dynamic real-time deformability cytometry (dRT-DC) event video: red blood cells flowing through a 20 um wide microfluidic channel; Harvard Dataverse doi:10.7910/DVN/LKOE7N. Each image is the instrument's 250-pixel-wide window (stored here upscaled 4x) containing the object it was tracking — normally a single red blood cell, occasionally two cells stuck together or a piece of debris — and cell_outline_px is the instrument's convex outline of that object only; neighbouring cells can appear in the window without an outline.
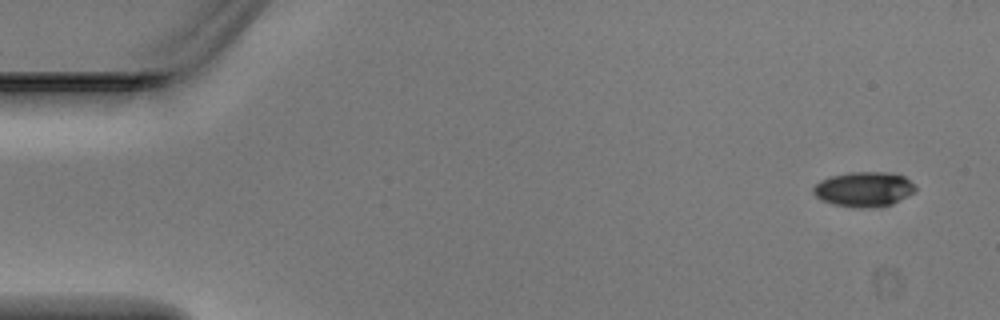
{"species": "Egyptian fruit bat (a non-hibernating species)", "species_latin": "Rousettus aegyptiacus", "temperature_condition": "warm", "stored_images_in_passage": 3, "camera_frame_rate_fps": 3000, "um_per_image_px": 0.085, "animal": {"sex": "male"}, "frame": {"image": 1, "passage_image": 1, "time_ms": 0.0, "image_size_px": [1000, 320], "cell_outline_px": [[916, 192], [892, 204], [876, 208], [852, 208], [832, 204], [820, 200], [812, 192], [812, 188], [820, 180], [832, 176], [848, 172], [892, 172], [904, 176], [916, 188]], "centroid_in_image_um": [73.42, 16.1], "position_along_channel_um": 11.6, "area_um2": 21.1}}
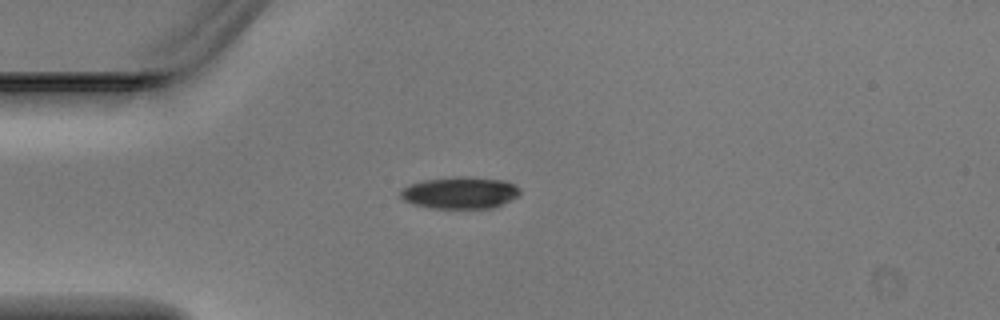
{"frame": {"image": 2, "passage_image": 3, "time_ms": 0.667, "image_size_px": [1000, 320], "cell_outline_px": [[520, 196], [492, 208], [432, 208], [412, 204], [404, 200], [400, 196], [400, 188], [408, 184], [424, 180], [452, 176], [468, 176], [504, 180], [516, 184], [520, 188]], "centroid_in_image_um": [39.1, 16.37], "position_along_channel_um": 45.9, "area_um2": 22.6}}